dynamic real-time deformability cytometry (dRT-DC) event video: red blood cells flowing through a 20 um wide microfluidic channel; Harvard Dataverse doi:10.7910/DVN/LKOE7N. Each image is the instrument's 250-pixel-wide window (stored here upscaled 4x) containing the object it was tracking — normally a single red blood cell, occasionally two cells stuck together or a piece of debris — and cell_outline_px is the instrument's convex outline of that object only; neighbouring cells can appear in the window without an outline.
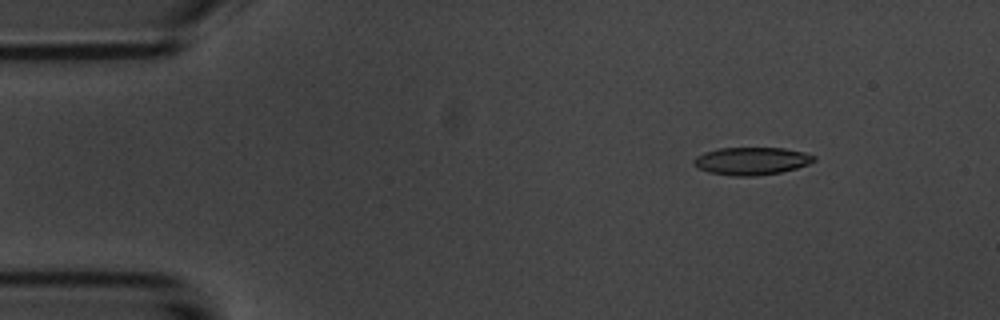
{"species": "common noctule bat (a hibernating species)", "species_latin": "Nyctalus noctula", "temperature_condition": "room temperature", "stored_images_in_passage": 54, "camera_frame_rate_fps": 3000, "um_per_image_px": 0.085, "animal": {"sex": "male", "body_mass_g": 20.1, "forearm_length_mm": 53.5}, "frame": {"image": 1, "passage_image": 7, "time_ms": 2.0, "image_size_px": [1000, 320], "cell_outline_px": [[816, 160], [808, 164], [796, 168], [780, 172], [756, 176], [732, 176], [708, 172], [696, 168], [692, 164], [692, 160], [696, 156], [704, 152], [720, 148], [784, 148], [804, 152], [816, 156]], "centroid_in_image_um": [63.84, 13.69], "position_along_channel_um": 21.2, "area_um2": 19.54}}
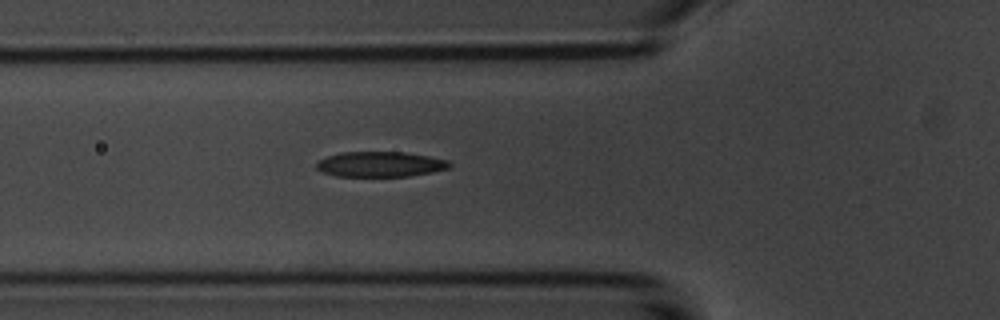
{"frame": {"image": 2, "passage_image": 19, "time_ms": 6.0, "image_size_px": [1000, 320], "cell_outline_px": [[452, 164], [448, 168], [432, 172], [408, 176], [336, 176], [324, 172], [316, 168], [316, 160], [340, 152], [404, 152], [428, 156], [448, 160]], "centroid_in_image_um": [32.3, 13.95], "position_along_channel_um": 93.5, "area_um2": 19.54}}
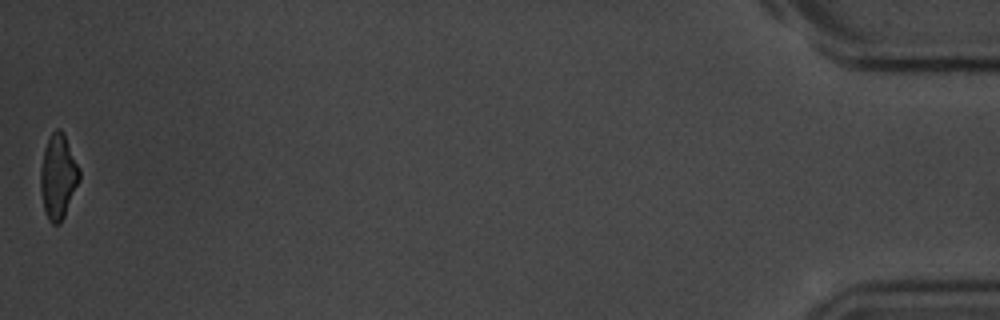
{"frame": {"image": 3, "passage_image": 54, "time_ms": 17.667, "image_size_px": [1000, 320], "cell_outline_px": [[80, 180], [64, 216], [60, 224], [52, 224], [48, 220], [44, 208], [40, 188], [40, 172], [44, 148], [52, 132], [56, 128], [60, 128], [64, 132], [80, 168]], "centroid_in_image_um": [4.95, 14.99], "position_along_channel_um": 430.2, "area_um2": 19.25}, "authors_computed_cell_mechanics": {"area_um2": 20.1722, "velocity_mm_per_s": 3.7187, "shape_relaxation_time_tau1_ms": 3.1662, "shape_relaxation_time_tau2_ms": 2.5249, "deformation_change_tau1": 0.1444, "deformation_change_tau2": 0.1107}}